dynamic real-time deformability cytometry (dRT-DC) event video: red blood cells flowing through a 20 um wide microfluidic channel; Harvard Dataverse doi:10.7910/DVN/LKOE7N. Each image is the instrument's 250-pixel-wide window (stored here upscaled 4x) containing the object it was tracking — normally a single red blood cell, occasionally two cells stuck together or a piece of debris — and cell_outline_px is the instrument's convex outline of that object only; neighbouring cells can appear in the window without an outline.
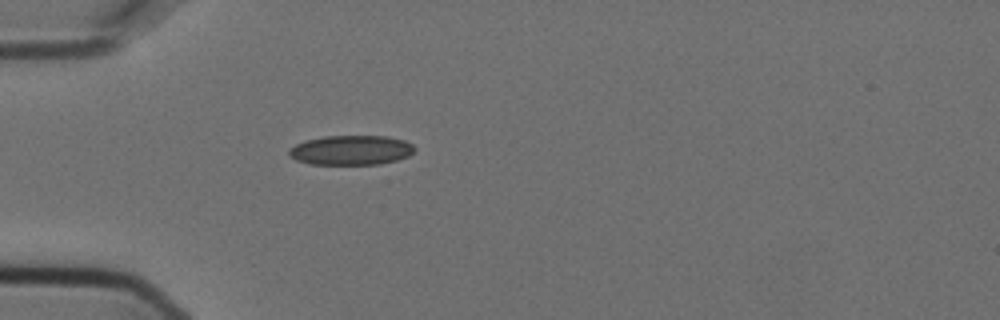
{"species": "Egyptian fruit bat (a non-hibernating species)", "species_latin": "Rousettus aegyptiacus", "temperature_condition": "cold", "stored_images_in_passage": 1, "camera_frame_rate_fps": 3000, "um_per_image_px": 0.085, "animal": {"sex": "female"}, "frame": {"image": 1, "passage_image": 1, "time_ms": 0.0, "image_size_px": [1000, 320], "cell_outline_px": [[416, 148], [408, 156], [396, 160], [380, 164], [308, 164], [296, 160], [288, 152], [288, 148], [304, 140], [324, 136], [388, 136], [404, 140], [412, 144]], "centroid_in_image_um": [29.83, 12.75], "position_along_channel_um": 55.2, "area_um2": 21.73}}